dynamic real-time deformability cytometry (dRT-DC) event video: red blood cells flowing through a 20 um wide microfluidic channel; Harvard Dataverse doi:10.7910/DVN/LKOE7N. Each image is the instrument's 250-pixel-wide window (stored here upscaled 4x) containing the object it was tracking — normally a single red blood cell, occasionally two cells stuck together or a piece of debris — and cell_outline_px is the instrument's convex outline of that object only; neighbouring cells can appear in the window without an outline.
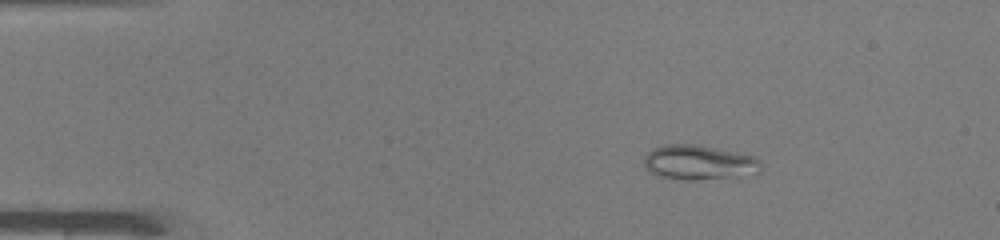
{"species": "common noctule bat (a hibernating species)", "species_latin": "Nyctalus noctula", "temperature_condition": "warm", "stored_images_in_passage": 42, "camera_frame_rate_fps": 3000, "um_per_image_px": 0.085, "animal": {"sex": "male", "body_mass_g": 19.0, "forearm_length_mm": 50.8}, "frame": {"image": 1, "passage_image": 1, "time_ms": 0.0, "image_size_px": [1000, 240], "cell_outline_px": [[760, 172], [696, 180], [672, 180], [656, 176], [644, 168], [644, 156], [652, 148], [668, 144], [696, 144], [716, 148], [752, 156], [760, 164]], "centroid_in_image_um": [59.27, 13.81], "position_along_channel_um": 25.7, "area_um2": 23.41}}
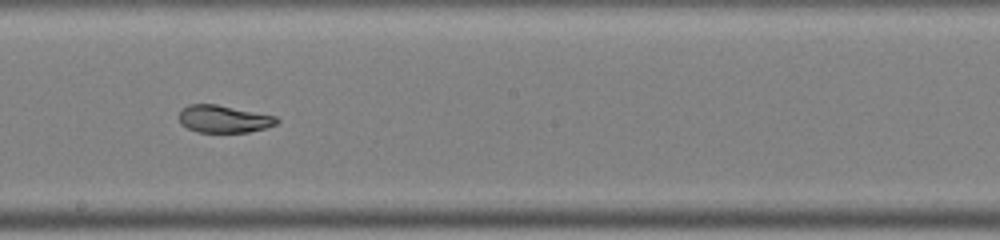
{"frame": {"image": 2, "passage_image": 21, "time_ms": 6.667, "image_size_px": [1000, 240], "cell_outline_px": [[280, 120], [276, 124], [264, 128], [248, 132], [196, 132], [180, 124], [180, 112], [188, 104], [216, 104], [276, 116]], "centroid_in_image_um": [19.02, 10.11], "position_along_channel_um": 229.2, "area_um2": 15.49}}
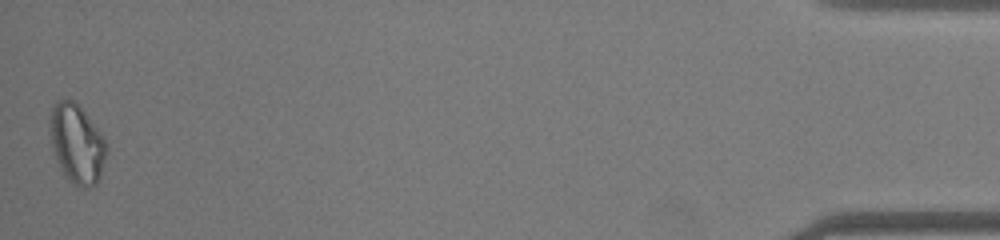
{"frame": {"image": 3, "passage_image": 42, "time_ms": 13.667, "image_size_px": [1000, 240], "cell_outline_px": [[108, 152], [100, 176], [96, 184], [88, 188], [84, 188], [68, 180], [64, 176], [56, 160], [52, 148], [48, 124], [52, 108], [56, 100], [68, 96], [84, 112], [104, 136]], "centroid_in_image_um": [6.52, 12.2], "position_along_channel_um": 428.7, "area_um2": 26.41}, "authors_computed_cell_mechanics": {"area_um2": 18.0625, "velocity_mm_per_s": 4.1072, "shape_relaxation_time_tau1_ms": null, "shape_relaxation_time_tau2_ms": 1.8746, "deformation_change_tau1": null, "deformation_change_tau2": 0.0461}}